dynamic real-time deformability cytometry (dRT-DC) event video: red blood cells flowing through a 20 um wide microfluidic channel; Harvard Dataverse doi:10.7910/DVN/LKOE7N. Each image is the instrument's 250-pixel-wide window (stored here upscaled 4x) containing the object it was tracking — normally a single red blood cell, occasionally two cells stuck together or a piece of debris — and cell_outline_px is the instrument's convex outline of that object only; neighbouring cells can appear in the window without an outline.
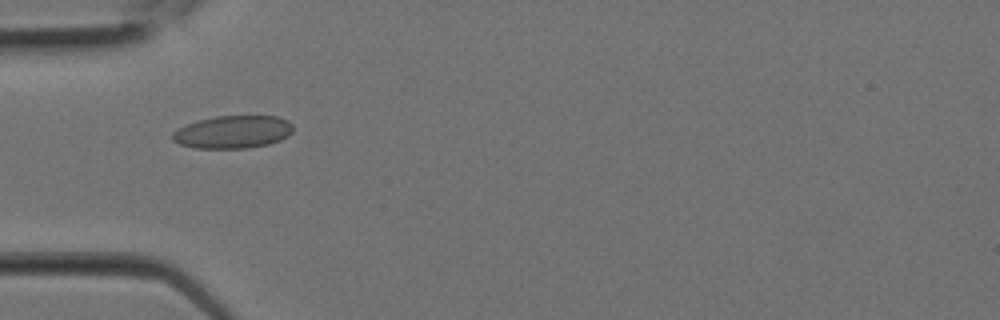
{"species": "Egyptian fruit bat (a non-hibernating species)", "species_latin": "Rousettus aegyptiacus", "temperature_condition": "room temperature", "stored_images_in_passage": 20, "camera_frame_rate_fps": 3000, "um_per_image_px": 0.085, "animal": {"sex": "female"}, "frame": {"image": 1, "passage_image": 3, "time_ms": 0.667, "image_size_px": [1000, 320], "cell_outline_px": [[292, 132], [288, 136], [280, 140], [268, 144], [248, 148], [196, 148], [180, 144], [172, 140], [172, 132], [176, 128], [200, 120], [216, 116], [276, 116], [288, 120], [292, 124]], "centroid_in_image_um": [19.8, 11.22], "position_along_channel_um": 65.2, "area_um2": 23.0}}
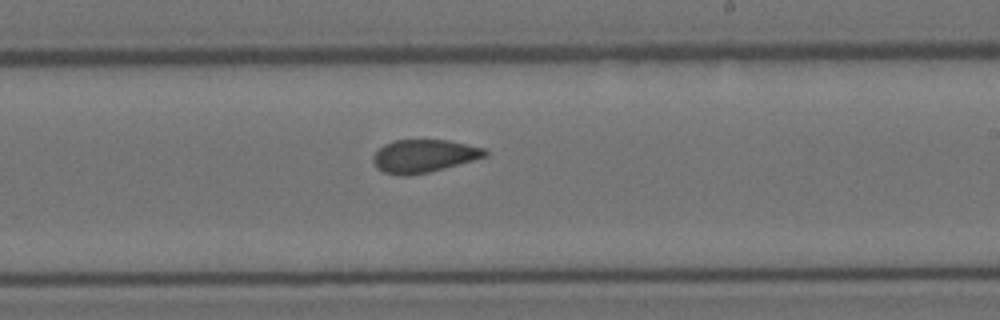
{"frame": {"image": 2, "passage_image": 10, "time_ms": 3.0, "image_size_px": [1000, 320], "cell_outline_px": [[488, 156], [444, 168], [428, 172], [408, 176], [400, 176], [384, 172], [376, 168], [372, 160], [372, 156], [384, 144], [392, 140], [448, 140], [484, 148], [488, 152]], "centroid_in_image_um": [36.0, 13.26], "position_along_channel_um": 253.0, "area_um2": 21.5}}
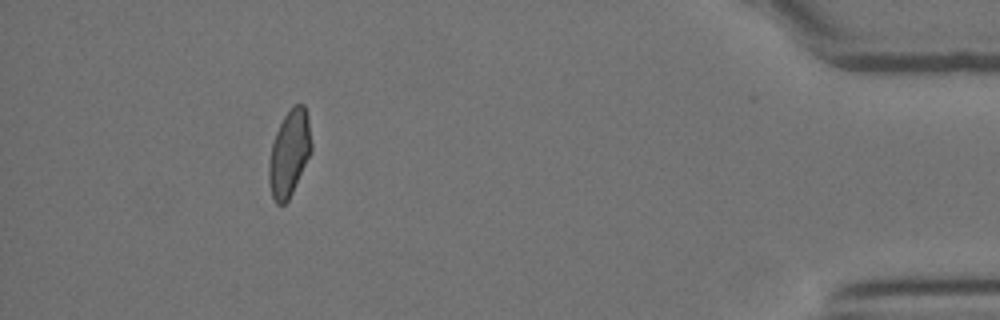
{"frame": {"image": 3, "passage_image": 18, "time_ms": 5.667, "image_size_px": [1000, 320], "cell_outline_px": [[312, 152], [288, 200], [284, 204], [276, 204], [272, 196], [268, 180], [268, 164], [272, 144], [276, 132], [284, 116], [296, 104], [304, 104], [308, 116], [312, 144]], "centroid_in_image_um": [24.6, 13.04], "position_along_channel_um": 410.6, "area_um2": 21.27}}